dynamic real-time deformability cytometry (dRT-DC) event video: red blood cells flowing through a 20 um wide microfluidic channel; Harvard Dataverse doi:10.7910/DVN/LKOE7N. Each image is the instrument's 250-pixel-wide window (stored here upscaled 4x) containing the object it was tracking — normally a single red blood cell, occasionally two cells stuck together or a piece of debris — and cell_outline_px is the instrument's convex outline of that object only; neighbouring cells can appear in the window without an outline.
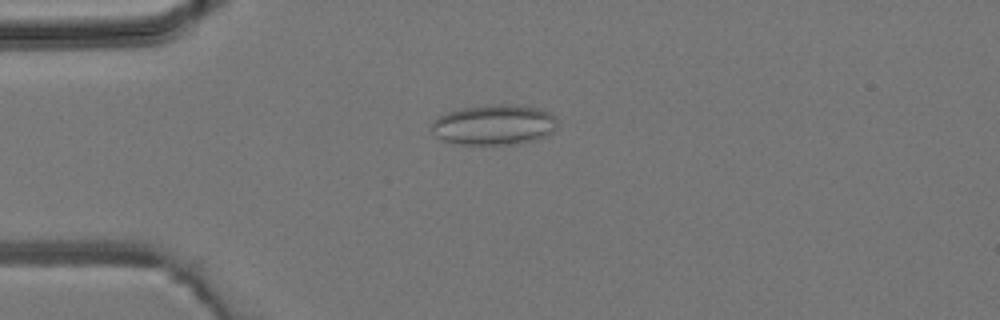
{"species": "common noctule bat (a hibernating species)", "species_latin": "Nyctalus noctula", "temperature_condition": "room temperature", "stored_images_in_passage": 4, "camera_frame_rate_fps": 3000, "um_per_image_px": 0.085, "animal": {"sex": "male", "body_mass_g": 19.2, "forearm_length_mm": 51.8}, "frame": {"image": 1, "passage_image": 3, "time_ms": 3.333, "image_size_px": [1000, 320], "cell_outline_px": [[556, 128], [548, 136], [516, 144], [452, 144], [436, 136], [428, 128], [432, 120], [436, 116], [460, 108], [496, 104], [512, 104], [540, 108], [556, 116]], "centroid_in_image_um": [41.95, 10.6], "position_along_channel_um": 43.0, "area_um2": 30.0}}